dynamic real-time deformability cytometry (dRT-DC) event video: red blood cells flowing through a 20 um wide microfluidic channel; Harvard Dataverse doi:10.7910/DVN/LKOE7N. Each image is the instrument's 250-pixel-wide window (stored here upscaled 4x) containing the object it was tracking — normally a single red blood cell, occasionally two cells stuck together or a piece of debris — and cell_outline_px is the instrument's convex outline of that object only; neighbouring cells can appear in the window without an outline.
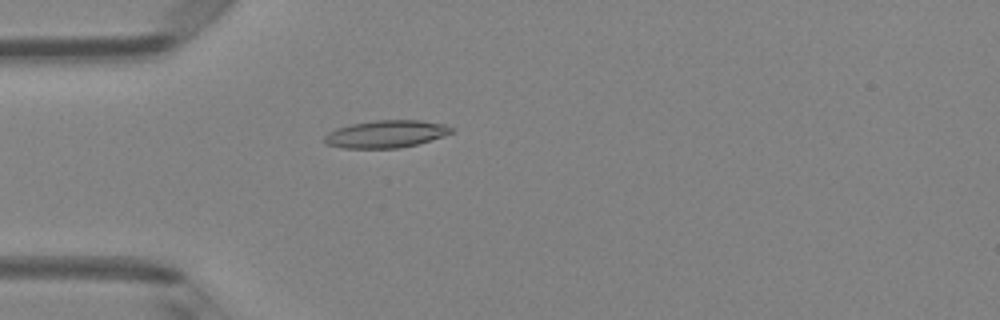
{"species": "Egyptian fruit bat (a non-hibernating species)", "species_latin": "Rousettus aegyptiacus", "temperature_condition": "room temperature", "stored_images_in_passage": 4, "camera_frame_rate_fps": 3000, "um_per_image_px": 0.085, "animal": {"sex": "female"}, "frame": {"image": 1, "passage_image": 4, "time_ms": 1.0, "image_size_px": [1000, 320], "cell_outline_px": [[452, 132], [444, 136], [416, 144], [400, 148], [344, 148], [324, 144], [324, 136], [328, 132], [336, 128], [352, 124], [376, 120], [420, 120], [444, 124], [452, 128]], "centroid_in_image_um": [32.78, 11.39], "position_along_channel_um": 52.2, "area_um2": 20.23}}